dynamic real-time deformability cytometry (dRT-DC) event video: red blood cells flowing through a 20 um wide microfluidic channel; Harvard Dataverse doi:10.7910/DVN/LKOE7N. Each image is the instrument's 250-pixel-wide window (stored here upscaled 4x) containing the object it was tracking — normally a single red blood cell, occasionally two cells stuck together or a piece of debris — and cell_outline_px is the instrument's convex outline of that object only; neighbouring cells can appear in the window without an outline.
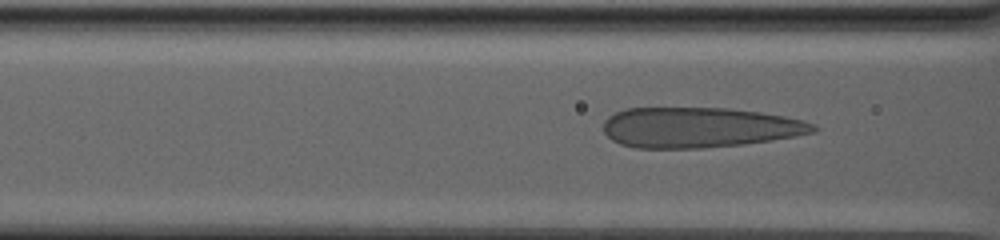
{"species": "human", "species_latin": "Homo sapiens", "temperature_condition": "warm", "stored_images_in_passage": 81, "camera_frame_rate_fps": 3000, "um_per_image_px": 0.085, "donor": {"sex": "male"}, "frame": {"image": 1, "passage_image": 38, "time_ms": 12.333, "image_size_px": [1000, 240], "cell_outline_px": [[820, 128], [816, 132], [772, 140], [740, 144], [704, 148], [636, 148], [620, 144], [612, 140], [604, 132], [604, 120], [608, 116], [624, 108], [724, 108], [760, 112], [784, 116], [800, 120], [812, 124]], "centroid_in_image_um": [59.4, 10.83], "position_along_channel_um": 107.2, "area_um2": 49.19}}
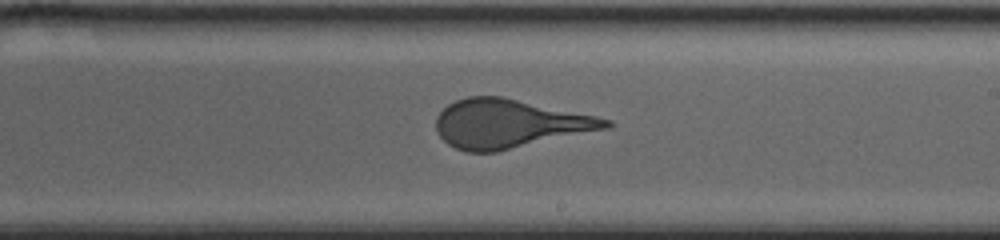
{"frame": {"image": 2, "passage_image": 55, "time_ms": 18.0, "image_size_px": [1000, 240], "cell_outline_px": [[612, 124], [608, 128], [496, 152], [468, 152], [456, 148], [448, 144], [436, 132], [436, 116], [448, 104], [456, 100], [468, 96], [504, 96], [596, 116], [612, 120]], "centroid_in_image_um": [43.26, 10.5], "position_along_channel_um": 245.7, "area_um2": 48.09}}
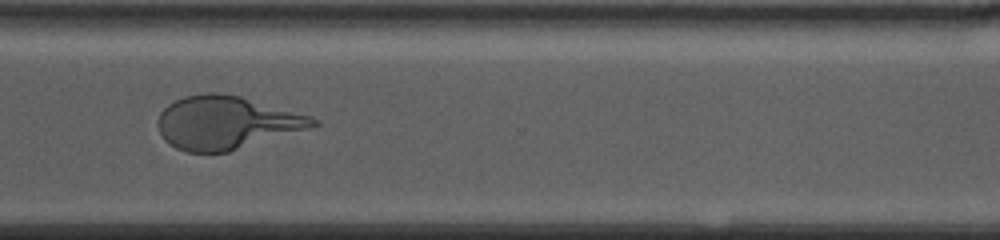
{"frame": {"image": 3, "passage_image": 68, "time_ms": 22.333, "image_size_px": [1000, 240], "cell_outline_px": [[320, 124], [308, 128], [228, 152], [188, 152], [176, 148], [164, 140], [156, 124], [156, 120], [160, 112], [168, 104], [184, 96], [208, 92], [216, 92], [240, 96], [308, 116], [316, 120]], "centroid_in_image_um": [19.14, 10.42], "position_along_channel_um": 351.5, "area_um2": 47.4}}